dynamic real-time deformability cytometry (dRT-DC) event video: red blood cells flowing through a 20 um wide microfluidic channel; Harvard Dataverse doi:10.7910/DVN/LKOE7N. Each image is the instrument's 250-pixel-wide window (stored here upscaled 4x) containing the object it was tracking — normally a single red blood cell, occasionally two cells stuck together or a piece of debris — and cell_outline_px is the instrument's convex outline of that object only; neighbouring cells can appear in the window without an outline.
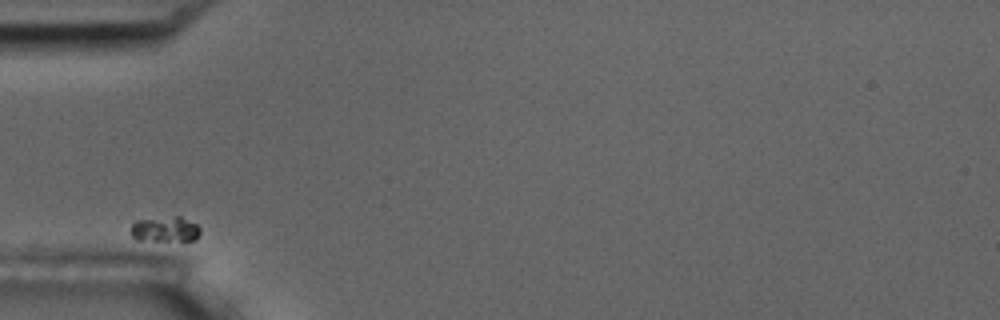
{"species": "common noctule bat (a hibernating species)", "species_latin": "Nyctalus noctula", "temperature_condition": "room temperature", "stored_images_in_passage": 37, "camera_frame_rate_fps": 3000, "um_per_image_px": 0.085, "animal": {"sex": "male", "body_mass_g": 17.5, "forearm_length_mm": 52.3}, "frame": {"image": 1, "passage_image": 1, "time_ms": 0.0, "image_size_px": [1000, 320], "cell_outline_px": [[200, 232], [196, 240], [136, 240], [132, 236], [132, 224], [136, 220], [176, 216], [180, 216], [196, 224], [200, 228]], "centroid_in_image_um": [14.05, 19.48], "position_along_channel_um": 71.0, "area_um2": 10.12}}
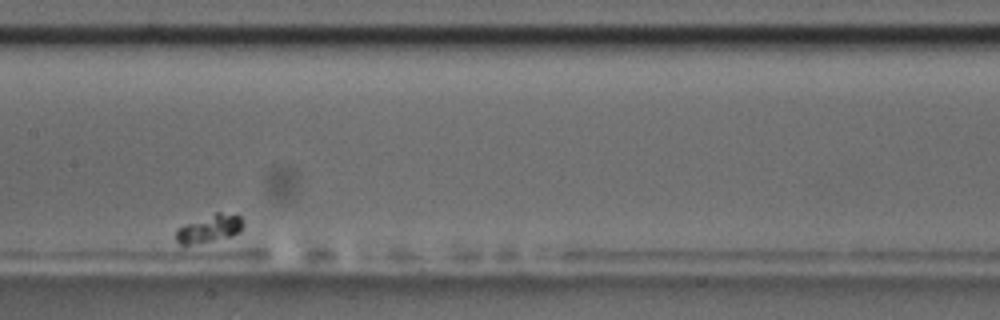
{"frame": {"image": 2, "passage_image": 15, "time_ms": 4.667, "image_size_px": [1000, 320], "cell_outline_px": [[244, 224], [240, 232], [232, 236], [212, 240], [188, 244], [180, 244], [176, 240], [176, 228], [184, 224], [216, 212], [220, 212], [240, 216], [244, 220]], "centroid_in_image_um": [17.82, 19.41], "position_along_channel_um": 189.6, "area_um2": 10.75}}
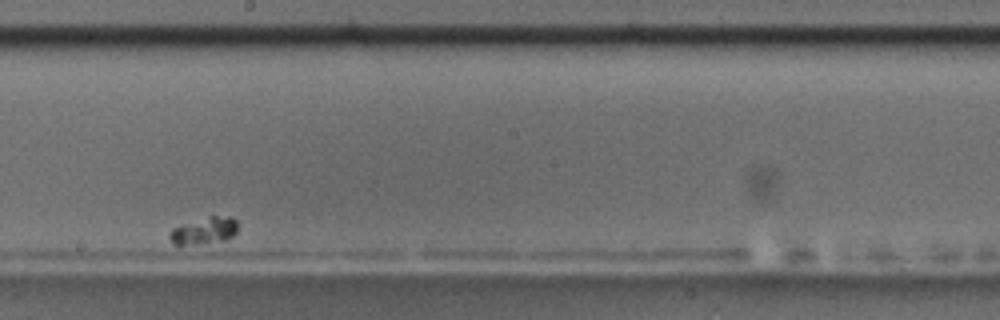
{"frame": {"image": 3, "passage_image": 20, "time_ms": 6.333, "image_size_px": [1000, 320], "cell_outline_px": [[236, 232], [232, 236], [224, 240], [196, 244], [172, 244], [168, 236], [172, 228], [208, 216], [232, 216], [236, 220]], "centroid_in_image_um": [17.34, 19.6], "position_along_channel_um": 230.9, "area_um2": 10.52}}